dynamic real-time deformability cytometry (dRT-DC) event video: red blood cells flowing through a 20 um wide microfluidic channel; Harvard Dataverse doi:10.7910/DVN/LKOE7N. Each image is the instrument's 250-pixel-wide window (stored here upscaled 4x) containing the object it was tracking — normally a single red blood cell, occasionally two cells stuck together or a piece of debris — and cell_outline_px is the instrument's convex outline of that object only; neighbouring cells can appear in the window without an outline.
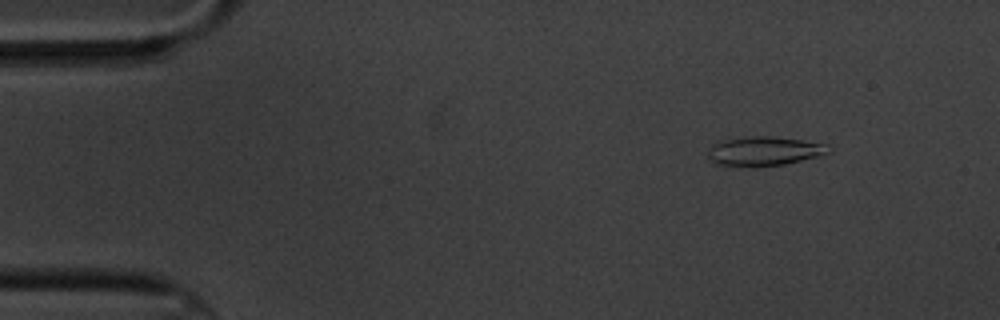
{"species": "common noctule bat (a hibernating species)", "species_latin": "Nyctalus noctula", "temperature_condition": "cold", "stored_images_in_passage": 6, "camera_frame_rate_fps": 3000, "um_per_image_px": 0.085, "animal": {"sex": "male", "body_mass_g": 20.1, "forearm_length_mm": 53.5}, "frame": {"image": 1, "passage_image": 2, "time_ms": 2.0, "image_size_px": [1000, 320], "cell_outline_px": [[832, 152], [820, 156], [784, 164], [752, 168], [720, 164], [712, 160], [708, 156], [708, 152], [712, 144], [720, 140], [752, 136], [772, 136], [828, 144], [832, 148]], "centroid_in_image_um": [64.99, 12.85], "position_along_channel_um": 20.0, "area_um2": 20.75}}